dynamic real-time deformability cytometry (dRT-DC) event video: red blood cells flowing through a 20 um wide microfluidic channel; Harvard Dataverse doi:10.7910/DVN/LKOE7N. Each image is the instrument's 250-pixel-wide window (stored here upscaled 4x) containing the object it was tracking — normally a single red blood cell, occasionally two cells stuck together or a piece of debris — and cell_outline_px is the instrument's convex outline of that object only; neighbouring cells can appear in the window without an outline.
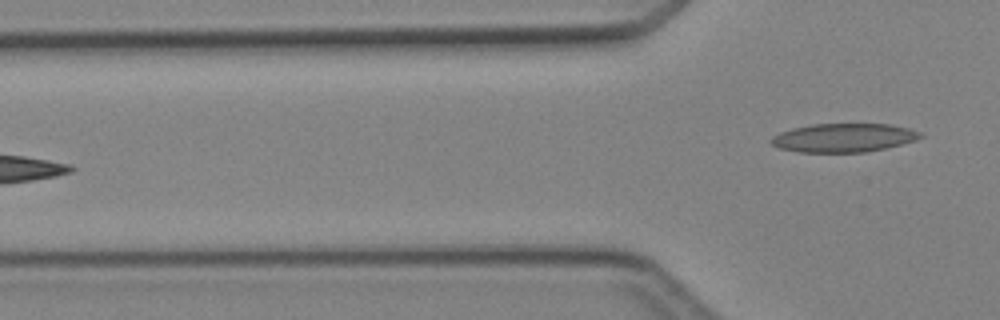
{"species": "Egyptian fruit bat (a non-hibernating species)", "species_latin": "Rousettus aegyptiacus", "temperature_condition": "cold", "stored_images_in_passage": 5, "camera_frame_rate_fps": 3000, "um_per_image_px": 0.085, "animal": {"sex": "female"}, "frame": {"image": 1, "passage_image": 5, "time_ms": 4.667, "image_size_px": [1000, 320], "cell_outline_px": [[924, 136], [916, 140], [884, 148], [864, 152], [800, 152], [780, 148], [772, 144], [768, 140], [772, 136], [780, 132], [792, 128], [812, 124], [892, 124], [908, 128], [920, 132]], "centroid_in_image_um": [71.69, 11.7], "position_along_channel_um": 54.1, "area_um2": 24.85}}